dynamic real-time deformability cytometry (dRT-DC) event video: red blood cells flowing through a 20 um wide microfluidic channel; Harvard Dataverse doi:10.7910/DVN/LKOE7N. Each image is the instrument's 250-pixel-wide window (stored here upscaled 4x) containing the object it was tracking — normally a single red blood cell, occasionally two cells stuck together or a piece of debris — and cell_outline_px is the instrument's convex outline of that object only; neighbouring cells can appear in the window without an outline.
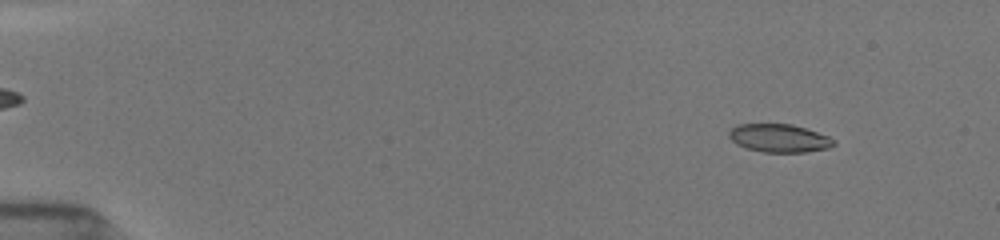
{"species": "common noctule bat (a hibernating species)", "species_latin": "Nyctalus noctula", "temperature_condition": "room temperature", "stored_images_in_passage": 17, "camera_frame_rate_fps": 3000, "um_per_image_px": 0.085, "animal": {"sex": "female", "body_mass_g": 19.5, "forearm_length_mm": 54.1}, "frame": {"image": 1, "passage_image": 2, "time_ms": 0.667, "image_size_px": [1000, 240], "cell_outline_px": [[836, 144], [832, 148], [804, 152], [764, 152], [748, 148], [736, 144], [728, 136], [728, 132], [736, 124], [792, 124], [828, 136]], "centroid_in_image_um": [66.22, 11.74], "position_along_channel_um": 18.8, "area_um2": 17.11}}
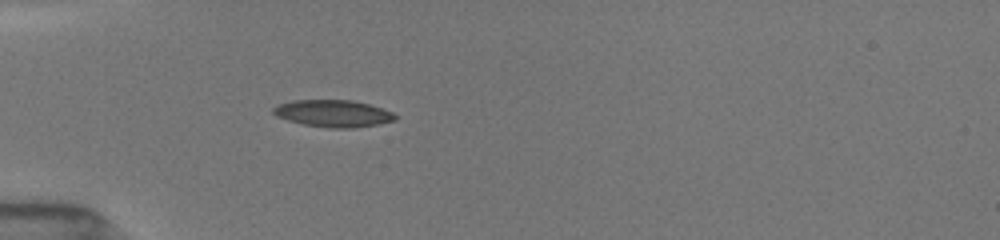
{"frame": {"image": 2, "passage_image": 11, "time_ms": 4.333, "image_size_px": [1000, 240], "cell_outline_px": [[396, 120], [376, 124], [352, 128], [328, 128], [304, 124], [288, 120], [276, 116], [272, 112], [272, 108], [280, 104], [292, 100], [352, 100], [368, 104], [392, 112], [396, 116]], "centroid_in_image_um": [28.29, 9.64], "position_along_channel_um": 56.7, "area_um2": 19.02}}
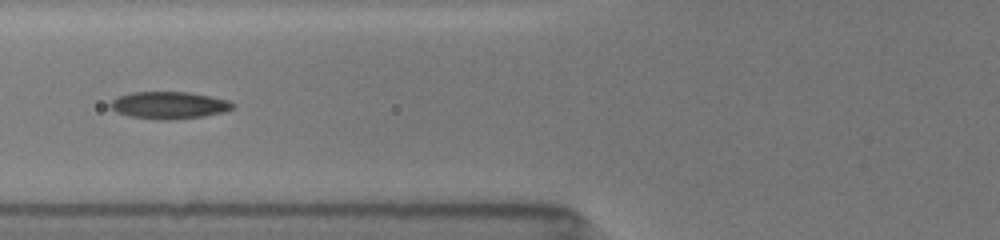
{"frame": {"image": 3, "passage_image": 15, "time_ms": 6.0, "image_size_px": [1000, 240], "cell_outline_px": [[236, 104], [232, 108], [224, 112], [204, 116], [172, 120], [160, 120], [128, 116], [116, 112], [108, 104], [116, 96], [132, 92], [188, 92], [228, 100]], "centroid_in_image_um": [14.33, 8.95], "position_along_channel_um": 111.5, "area_um2": 19.48}}